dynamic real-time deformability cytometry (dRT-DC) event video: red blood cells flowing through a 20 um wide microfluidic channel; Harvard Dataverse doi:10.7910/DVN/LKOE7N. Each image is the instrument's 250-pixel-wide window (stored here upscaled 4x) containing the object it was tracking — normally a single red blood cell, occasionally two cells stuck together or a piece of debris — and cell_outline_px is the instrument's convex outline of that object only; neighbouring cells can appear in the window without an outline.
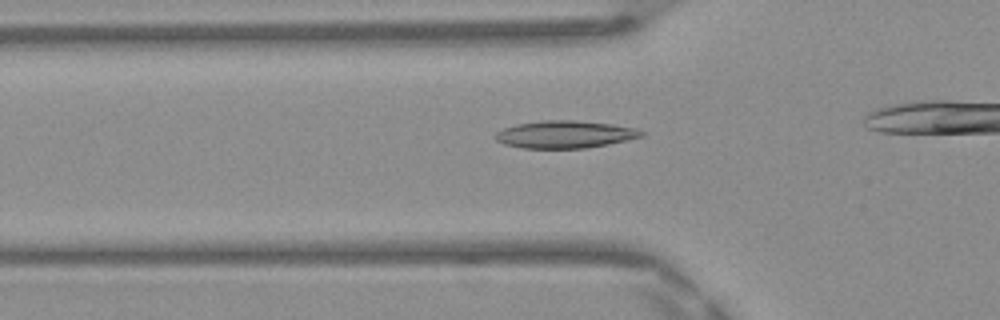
{"species": "Egyptian fruit bat (a non-hibernating species)", "species_latin": "Rousettus aegyptiacus", "temperature_condition": "warm", "stored_images_in_passage": 29, "camera_frame_rate_fps": 3000, "um_per_image_px": 0.085, "frame": {"image": 1, "passage_image": 7, "time_ms": 2.0, "image_size_px": [1000, 320], "cell_outline_px": [[648, 132], [644, 136], [608, 144], [584, 148], [524, 148], [504, 144], [496, 140], [492, 136], [496, 132], [504, 128], [516, 124], [544, 120], [576, 120], [612, 124], [636, 128]], "centroid_in_image_um": [48.03, 11.42], "position_along_channel_um": 77.8, "area_um2": 23.47}}
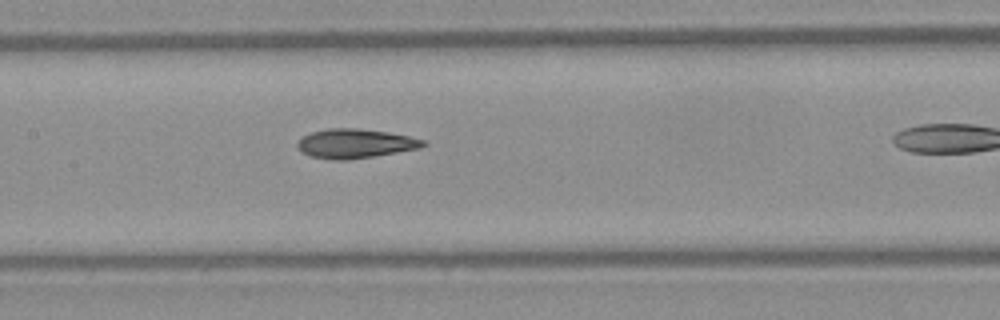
{"frame": {"image": 2, "passage_image": 14, "time_ms": 4.333, "image_size_px": [1000, 320], "cell_outline_px": [[428, 144], [420, 148], [348, 160], [332, 160], [308, 156], [300, 152], [296, 144], [296, 140], [300, 136], [312, 132], [328, 128], [356, 128], [388, 132], [408, 136], [424, 140]], "centroid_in_image_um": [30.11, 12.2], "position_along_channel_um": 177.3, "area_um2": 21.62}}
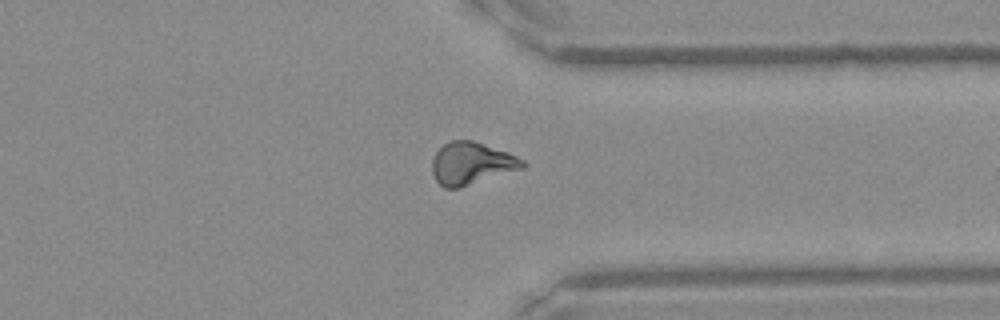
{"frame": {"image": 3, "passage_image": 28, "time_ms": 9.0, "image_size_px": [1000, 320], "cell_outline_px": [[528, 164], [524, 168], [460, 188], [444, 188], [436, 180], [432, 172], [432, 160], [436, 152], [444, 144], [452, 140], [472, 140], [484, 144], [516, 156], [524, 160]], "centroid_in_image_um": [40.08, 13.9], "position_along_channel_um": 371.3, "area_um2": 22.25}}